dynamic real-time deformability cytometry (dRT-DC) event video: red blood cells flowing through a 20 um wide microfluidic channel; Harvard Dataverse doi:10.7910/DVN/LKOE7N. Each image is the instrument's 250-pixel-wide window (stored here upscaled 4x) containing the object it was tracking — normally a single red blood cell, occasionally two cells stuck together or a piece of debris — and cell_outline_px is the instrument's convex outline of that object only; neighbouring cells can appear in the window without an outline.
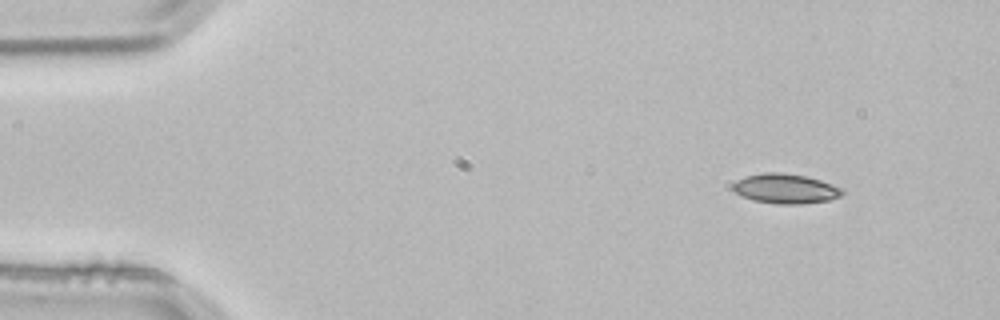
{"species": "common noctule bat (a hibernating species)", "species_latin": "Nyctalus noctula", "temperature_condition": "room temperature", "stored_images_in_passage": 4, "segment_of_instrument_passage": [1, 2], "camera_frame_rate_fps": 3000, "um_per_image_px": 0.085, "animal": {"sex": "male", "body_mass_g": 21.5, "forearm_length_mm": 52.0}, "frame": {"image": 1, "passage_image": 1, "time_ms": 0.0, "image_size_px": [1000, 320], "cell_outline_px": [[844, 192], [840, 196], [828, 200], [800, 204], [776, 204], [752, 200], [740, 196], [732, 188], [732, 184], [736, 180], [744, 176], [764, 172], [780, 172], [804, 176], [820, 180], [840, 188]], "centroid_in_image_um": [66.69, 16.03], "position_along_channel_um": 18.3, "area_um2": 18.9}}